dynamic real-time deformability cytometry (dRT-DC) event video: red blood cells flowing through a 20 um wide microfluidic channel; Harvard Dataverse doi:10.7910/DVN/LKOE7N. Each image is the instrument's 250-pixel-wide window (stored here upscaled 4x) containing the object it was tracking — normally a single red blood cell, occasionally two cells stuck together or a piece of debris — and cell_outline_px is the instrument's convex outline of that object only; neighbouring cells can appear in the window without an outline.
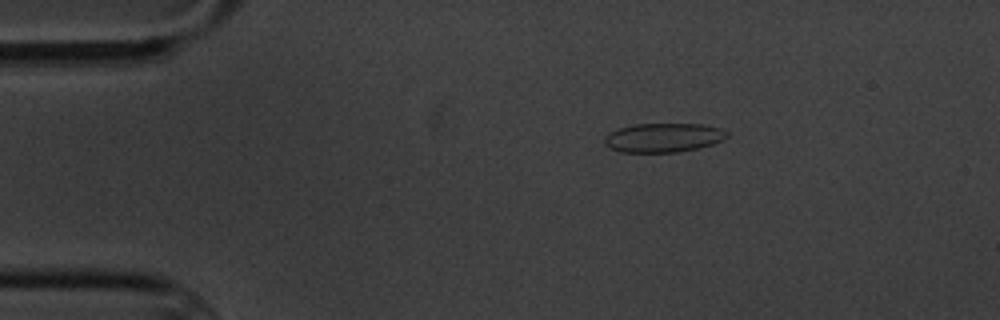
{"species": "common noctule bat (a hibernating species)", "species_latin": "Nyctalus noctula", "temperature_condition": "cold", "stored_images_in_passage": 4, "camera_frame_rate_fps": 3000, "um_per_image_px": 0.085, "animal": {"sex": "male", "body_mass_g": 20.1, "forearm_length_mm": 53.5}, "frame": {"image": 1, "passage_image": 3, "time_ms": 2.333, "image_size_px": [1000, 320], "cell_outline_px": [[728, 136], [724, 140], [700, 148], [676, 152], [620, 152], [612, 148], [604, 140], [604, 136], [608, 132], [616, 128], [636, 124], [704, 124], [720, 128], [728, 132]], "centroid_in_image_um": [56.41, 11.69], "position_along_channel_um": 28.6, "area_um2": 20.87}}